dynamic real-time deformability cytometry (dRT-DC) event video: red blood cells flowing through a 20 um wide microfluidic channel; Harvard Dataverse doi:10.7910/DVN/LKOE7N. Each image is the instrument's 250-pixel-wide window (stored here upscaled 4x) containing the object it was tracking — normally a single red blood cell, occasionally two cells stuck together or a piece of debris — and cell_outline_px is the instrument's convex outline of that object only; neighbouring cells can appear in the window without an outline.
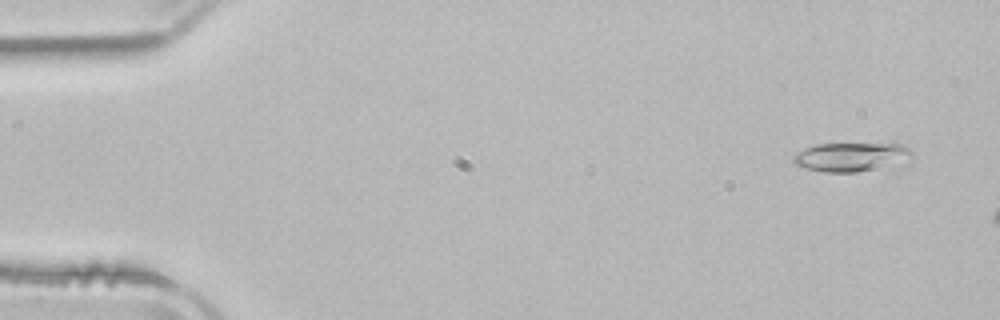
{"species": "common noctule bat (a hibernating species)", "species_latin": "Nyctalus noctula", "temperature_condition": "room temperature", "stored_images_in_passage": 3, "camera_frame_rate_fps": 3000, "um_per_image_px": 0.085, "animal": {"sex": "male", "body_mass_g": 21.5, "forearm_length_mm": 52.0}, "frame": {"image": 1, "passage_image": 1, "time_ms": 0.0, "image_size_px": [1000, 320], "cell_outline_px": [[912, 156], [876, 168], [856, 172], [824, 172], [808, 168], [796, 164], [792, 160], [792, 156], [796, 152], [804, 148], [816, 144], [904, 144], [912, 152]], "centroid_in_image_um": [72.23, 13.32], "position_along_channel_um": 12.8, "area_um2": 19.31}}